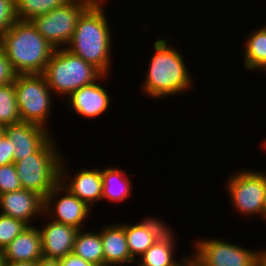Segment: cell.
<instances>
[{
  "mask_svg": "<svg viewBox=\"0 0 266 266\" xmlns=\"http://www.w3.org/2000/svg\"><path fill=\"white\" fill-rule=\"evenodd\" d=\"M167 42L164 36L154 41L155 52L151 54L141 83V92L155 100L183 94L194 87L195 83L183 54Z\"/></svg>",
  "mask_w": 266,
  "mask_h": 266,
  "instance_id": "6da1fadb",
  "label": "cell"
},
{
  "mask_svg": "<svg viewBox=\"0 0 266 266\" xmlns=\"http://www.w3.org/2000/svg\"><path fill=\"white\" fill-rule=\"evenodd\" d=\"M106 3L90 5L80 16L73 37L66 47L72 54L81 57L99 69L103 74H111L113 44Z\"/></svg>",
  "mask_w": 266,
  "mask_h": 266,
  "instance_id": "7a4b0ae2",
  "label": "cell"
},
{
  "mask_svg": "<svg viewBox=\"0 0 266 266\" xmlns=\"http://www.w3.org/2000/svg\"><path fill=\"white\" fill-rule=\"evenodd\" d=\"M0 47L17 74H43L55 51L32 21L19 19L3 34Z\"/></svg>",
  "mask_w": 266,
  "mask_h": 266,
  "instance_id": "3957f363",
  "label": "cell"
},
{
  "mask_svg": "<svg viewBox=\"0 0 266 266\" xmlns=\"http://www.w3.org/2000/svg\"><path fill=\"white\" fill-rule=\"evenodd\" d=\"M43 75L54 95L67 98L72 92L97 81L103 73L66 48H58L50 57Z\"/></svg>",
  "mask_w": 266,
  "mask_h": 266,
  "instance_id": "277c9868",
  "label": "cell"
},
{
  "mask_svg": "<svg viewBox=\"0 0 266 266\" xmlns=\"http://www.w3.org/2000/svg\"><path fill=\"white\" fill-rule=\"evenodd\" d=\"M53 135L35 152L15 162L23 189L39 193L44 198L60 181V152Z\"/></svg>",
  "mask_w": 266,
  "mask_h": 266,
  "instance_id": "5b68a950",
  "label": "cell"
},
{
  "mask_svg": "<svg viewBox=\"0 0 266 266\" xmlns=\"http://www.w3.org/2000/svg\"><path fill=\"white\" fill-rule=\"evenodd\" d=\"M14 90L21 122L36 124L50 131L48 122L53 109V93L44 75L18 74Z\"/></svg>",
  "mask_w": 266,
  "mask_h": 266,
  "instance_id": "8992f818",
  "label": "cell"
},
{
  "mask_svg": "<svg viewBox=\"0 0 266 266\" xmlns=\"http://www.w3.org/2000/svg\"><path fill=\"white\" fill-rule=\"evenodd\" d=\"M236 172V173H235ZM232 172L226 181L229 201L239 215L246 217L262 216L266 189V172L239 170Z\"/></svg>",
  "mask_w": 266,
  "mask_h": 266,
  "instance_id": "52a82bcc",
  "label": "cell"
},
{
  "mask_svg": "<svg viewBox=\"0 0 266 266\" xmlns=\"http://www.w3.org/2000/svg\"><path fill=\"white\" fill-rule=\"evenodd\" d=\"M89 6L88 2L70 0L65 5L37 16L31 21L37 31L55 49L66 48L73 37L80 16Z\"/></svg>",
  "mask_w": 266,
  "mask_h": 266,
  "instance_id": "ba28073f",
  "label": "cell"
},
{
  "mask_svg": "<svg viewBox=\"0 0 266 266\" xmlns=\"http://www.w3.org/2000/svg\"><path fill=\"white\" fill-rule=\"evenodd\" d=\"M193 243V254L200 266H257L259 249H248L225 238H199Z\"/></svg>",
  "mask_w": 266,
  "mask_h": 266,
  "instance_id": "9c48e42d",
  "label": "cell"
},
{
  "mask_svg": "<svg viewBox=\"0 0 266 266\" xmlns=\"http://www.w3.org/2000/svg\"><path fill=\"white\" fill-rule=\"evenodd\" d=\"M91 210L92 208L59 182L45 197L44 215L42 217L44 219L46 217L48 219L52 218L51 220L55 222L82 230L85 229L83 228L84 223L90 217Z\"/></svg>",
  "mask_w": 266,
  "mask_h": 266,
  "instance_id": "30bf717a",
  "label": "cell"
},
{
  "mask_svg": "<svg viewBox=\"0 0 266 266\" xmlns=\"http://www.w3.org/2000/svg\"><path fill=\"white\" fill-rule=\"evenodd\" d=\"M65 161L63 156L60 163L59 182L93 209L95 203L102 200V168L84 169L81 167V170L75 171L72 175L67 167L68 163Z\"/></svg>",
  "mask_w": 266,
  "mask_h": 266,
  "instance_id": "8fae6325",
  "label": "cell"
},
{
  "mask_svg": "<svg viewBox=\"0 0 266 266\" xmlns=\"http://www.w3.org/2000/svg\"><path fill=\"white\" fill-rule=\"evenodd\" d=\"M108 76L110 77V75L103 74L97 81L72 92L66 98L69 109L71 108L69 111L72 110V113L84 119H95L103 115L110 107L111 98L106 88L99 82L106 80Z\"/></svg>",
  "mask_w": 266,
  "mask_h": 266,
  "instance_id": "7c38bea8",
  "label": "cell"
},
{
  "mask_svg": "<svg viewBox=\"0 0 266 266\" xmlns=\"http://www.w3.org/2000/svg\"><path fill=\"white\" fill-rule=\"evenodd\" d=\"M45 198L31 190L20 189L17 191L0 194V214L13 217L32 225L35 216L44 215Z\"/></svg>",
  "mask_w": 266,
  "mask_h": 266,
  "instance_id": "4fadbf2b",
  "label": "cell"
},
{
  "mask_svg": "<svg viewBox=\"0 0 266 266\" xmlns=\"http://www.w3.org/2000/svg\"><path fill=\"white\" fill-rule=\"evenodd\" d=\"M164 220L144 217L139 223H124L131 257L137 261L170 228Z\"/></svg>",
  "mask_w": 266,
  "mask_h": 266,
  "instance_id": "5bb4252c",
  "label": "cell"
},
{
  "mask_svg": "<svg viewBox=\"0 0 266 266\" xmlns=\"http://www.w3.org/2000/svg\"><path fill=\"white\" fill-rule=\"evenodd\" d=\"M39 228L42 243V256L49 259H61L71 254L75 237L79 229L53 220L42 222ZM41 228V229H40Z\"/></svg>",
  "mask_w": 266,
  "mask_h": 266,
  "instance_id": "9a60e30c",
  "label": "cell"
},
{
  "mask_svg": "<svg viewBox=\"0 0 266 266\" xmlns=\"http://www.w3.org/2000/svg\"><path fill=\"white\" fill-rule=\"evenodd\" d=\"M52 132L27 122L5 125L4 134L16 147L14 163L35 153L52 136Z\"/></svg>",
  "mask_w": 266,
  "mask_h": 266,
  "instance_id": "2e32d148",
  "label": "cell"
},
{
  "mask_svg": "<svg viewBox=\"0 0 266 266\" xmlns=\"http://www.w3.org/2000/svg\"><path fill=\"white\" fill-rule=\"evenodd\" d=\"M105 226V227H104ZM104 266H126L135 264L131 257L124 230V223L103 225L100 229Z\"/></svg>",
  "mask_w": 266,
  "mask_h": 266,
  "instance_id": "e0dca14e",
  "label": "cell"
},
{
  "mask_svg": "<svg viewBox=\"0 0 266 266\" xmlns=\"http://www.w3.org/2000/svg\"><path fill=\"white\" fill-rule=\"evenodd\" d=\"M41 234L38 226H27L2 250L3 262H38L42 258Z\"/></svg>",
  "mask_w": 266,
  "mask_h": 266,
  "instance_id": "ac0fdd59",
  "label": "cell"
},
{
  "mask_svg": "<svg viewBox=\"0 0 266 266\" xmlns=\"http://www.w3.org/2000/svg\"><path fill=\"white\" fill-rule=\"evenodd\" d=\"M176 235L170 228L139 259L137 266H175L182 258L177 259ZM176 257V258H174Z\"/></svg>",
  "mask_w": 266,
  "mask_h": 266,
  "instance_id": "d6986e66",
  "label": "cell"
},
{
  "mask_svg": "<svg viewBox=\"0 0 266 266\" xmlns=\"http://www.w3.org/2000/svg\"><path fill=\"white\" fill-rule=\"evenodd\" d=\"M124 169L106 167L102 169L103 195L102 199L123 203L132 195V181Z\"/></svg>",
  "mask_w": 266,
  "mask_h": 266,
  "instance_id": "ffe728a7",
  "label": "cell"
},
{
  "mask_svg": "<svg viewBox=\"0 0 266 266\" xmlns=\"http://www.w3.org/2000/svg\"><path fill=\"white\" fill-rule=\"evenodd\" d=\"M247 35L243 48V64L248 71L266 73V24Z\"/></svg>",
  "mask_w": 266,
  "mask_h": 266,
  "instance_id": "44dd1931",
  "label": "cell"
},
{
  "mask_svg": "<svg viewBox=\"0 0 266 266\" xmlns=\"http://www.w3.org/2000/svg\"><path fill=\"white\" fill-rule=\"evenodd\" d=\"M79 230L72 253L95 266H104V253L100 230L98 232Z\"/></svg>",
  "mask_w": 266,
  "mask_h": 266,
  "instance_id": "7402d4cb",
  "label": "cell"
},
{
  "mask_svg": "<svg viewBox=\"0 0 266 266\" xmlns=\"http://www.w3.org/2000/svg\"><path fill=\"white\" fill-rule=\"evenodd\" d=\"M70 0H15L16 15L19 20L31 21L65 5Z\"/></svg>",
  "mask_w": 266,
  "mask_h": 266,
  "instance_id": "603a6c76",
  "label": "cell"
},
{
  "mask_svg": "<svg viewBox=\"0 0 266 266\" xmlns=\"http://www.w3.org/2000/svg\"><path fill=\"white\" fill-rule=\"evenodd\" d=\"M14 82L0 86V125L20 123Z\"/></svg>",
  "mask_w": 266,
  "mask_h": 266,
  "instance_id": "cb8c5ba5",
  "label": "cell"
},
{
  "mask_svg": "<svg viewBox=\"0 0 266 266\" xmlns=\"http://www.w3.org/2000/svg\"><path fill=\"white\" fill-rule=\"evenodd\" d=\"M27 225L13 217L0 214V250L12 242Z\"/></svg>",
  "mask_w": 266,
  "mask_h": 266,
  "instance_id": "d4e9b609",
  "label": "cell"
},
{
  "mask_svg": "<svg viewBox=\"0 0 266 266\" xmlns=\"http://www.w3.org/2000/svg\"><path fill=\"white\" fill-rule=\"evenodd\" d=\"M22 189L14 162L0 166V194Z\"/></svg>",
  "mask_w": 266,
  "mask_h": 266,
  "instance_id": "484cf974",
  "label": "cell"
},
{
  "mask_svg": "<svg viewBox=\"0 0 266 266\" xmlns=\"http://www.w3.org/2000/svg\"><path fill=\"white\" fill-rule=\"evenodd\" d=\"M17 19L15 0H0V39Z\"/></svg>",
  "mask_w": 266,
  "mask_h": 266,
  "instance_id": "4316f807",
  "label": "cell"
},
{
  "mask_svg": "<svg viewBox=\"0 0 266 266\" xmlns=\"http://www.w3.org/2000/svg\"><path fill=\"white\" fill-rule=\"evenodd\" d=\"M17 75L4 50L0 47V86L14 82Z\"/></svg>",
  "mask_w": 266,
  "mask_h": 266,
  "instance_id": "83f0119b",
  "label": "cell"
},
{
  "mask_svg": "<svg viewBox=\"0 0 266 266\" xmlns=\"http://www.w3.org/2000/svg\"><path fill=\"white\" fill-rule=\"evenodd\" d=\"M16 147L12 145V140L5 134L0 139V166L14 162Z\"/></svg>",
  "mask_w": 266,
  "mask_h": 266,
  "instance_id": "f1b7e54d",
  "label": "cell"
},
{
  "mask_svg": "<svg viewBox=\"0 0 266 266\" xmlns=\"http://www.w3.org/2000/svg\"><path fill=\"white\" fill-rule=\"evenodd\" d=\"M59 262L61 266H95L94 264L83 260L81 257H78L73 253L59 259Z\"/></svg>",
  "mask_w": 266,
  "mask_h": 266,
  "instance_id": "f546056e",
  "label": "cell"
},
{
  "mask_svg": "<svg viewBox=\"0 0 266 266\" xmlns=\"http://www.w3.org/2000/svg\"><path fill=\"white\" fill-rule=\"evenodd\" d=\"M189 255L183 256L175 266H200L197 257L193 253H190Z\"/></svg>",
  "mask_w": 266,
  "mask_h": 266,
  "instance_id": "4dcf8cb0",
  "label": "cell"
},
{
  "mask_svg": "<svg viewBox=\"0 0 266 266\" xmlns=\"http://www.w3.org/2000/svg\"><path fill=\"white\" fill-rule=\"evenodd\" d=\"M37 266H61L59 260L49 259L42 257L38 262Z\"/></svg>",
  "mask_w": 266,
  "mask_h": 266,
  "instance_id": "1f68e13d",
  "label": "cell"
},
{
  "mask_svg": "<svg viewBox=\"0 0 266 266\" xmlns=\"http://www.w3.org/2000/svg\"><path fill=\"white\" fill-rule=\"evenodd\" d=\"M257 266H266V249H259Z\"/></svg>",
  "mask_w": 266,
  "mask_h": 266,
  "instance_id": "d6a6232c",
  "label": "cell"
},
{
  "mask_svg": "<svg viewBox=\"0 0 266 266\" xmlns=\"http://www.w3.org/2000/svg\"><path fill=\"white\" fill-rule=\"evenodd\" d=\"M1 266H37V262H2Z\"/></svg>",
  "mask_w": 266,
  "mask_h": 266,
  "instance_id": "836d02e7",
  "label": "cell"
},
{
  "mask_svg": "<svg viewBox=\"0 0 266 266\" xmlns=\"http://www.w3.org/2000/svg\"><path fill=\"white\" fill-rule=\"evenodd\" d=\"M81 1L88 2L90 5L103 4V2L107 3L106 0H81Z\"/></svg>",
  "mask_w": 266,
  "mask_h": 266,
  "instance_id": "e575fe53",
  "label": "cell"
},
{
  "mask_svg": "<svg viewBox=\"0 0 266 266\" xmlns=\"http://www.w3.org/2000/svg\"><path fill=\"white\" fill-rule=\"evenodd\" d=\"M263 218L266 221V189H265V197H264Z\"/></svg>",
  "mask_w": 266,
  "mask_h": 266,
  "instance_id": "d590c367",
  "label": "cell"
},
{
  "mask_svg": "<svg viewBox=\"0 0 266 266\" xmlns=\"http://www.w3.org/2000/svg\"><path fill=\"white\" fill-rule=\"evenodd\" d=\"M4 135V126L0 125V139L3 137Z\"/></svg>",
  "mask_w": 266,
  "mask_h": 266,
  "instance_id": "8d00e7d4",
  "label": "cell"
},
{
  "mask_svg": "<svg viewBox=\"0 0 266 266\" xmlns=\"http://www.w3.org/2000/svg\"><path fill=\"white\" fill-rule=\"evenodd\" d=\"M2 251L0 250V266L2 265Z\"/></svg>",
  "mask_w": 266,
  "mask_h": 266,
  "instance_id": "74e56055",
  "label": "cell"
},
{
  "mask_svg": "<svg viewBox=\"0 0 266 266\" xmlns=\"http://www.w3.org/2000/svg\"><path fill=\"white\" fill-rule=\"evenodd\" d=\"M264 145H263V149L265 150L266 149V139L264 140V143H263Z\"/></svg>",
  "mask_w": 266,
  "mask_h": 266,
  "instance_id": "f35d334b",
  "label": "cell"
}]
</instances>
